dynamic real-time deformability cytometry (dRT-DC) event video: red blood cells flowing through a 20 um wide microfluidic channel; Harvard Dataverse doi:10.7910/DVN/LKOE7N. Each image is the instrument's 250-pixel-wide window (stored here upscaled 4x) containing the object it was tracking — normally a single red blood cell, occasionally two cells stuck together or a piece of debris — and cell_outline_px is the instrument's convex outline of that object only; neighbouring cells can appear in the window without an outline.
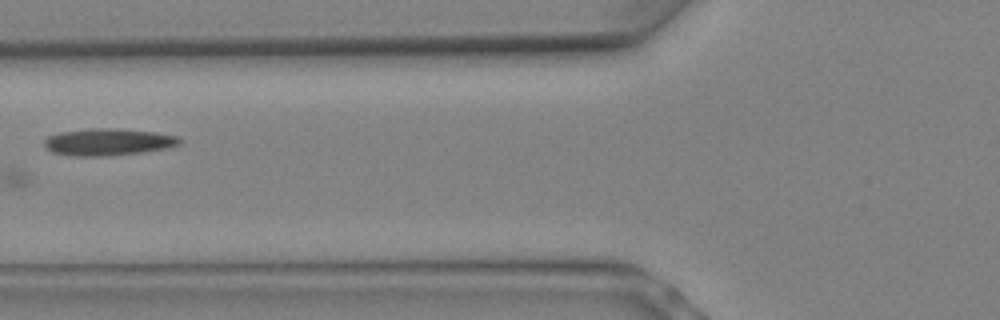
{"species": "Egyptian fruit bat (a non-hibernating species)", "species_latin": "Rousettus aegyptiacus", "temperature_condition": "warm", "stored_images_in_passage": 10, "camera_frame_rate_fps": 3000, "um_per_image_px": 0.085, "animal": {"sex": "female"}, "frame": {"image": 1, "passage_image": 8, "time_ms": 2.333, "image_size_px": [1000, 320], "cell_outline_px": [[184, 140], [180, 144], [168, 148], [144, 152], [104, 156], [68, 156], [52, 152], [44, 144], [44, 140], [48, 136], [60, 132], [92, 128], [116, 128], [156, 132], [180, 136]], "centroid_in_image_um": [9.24, 12.06], "position_along_channel_um": 116.6, "area_um2": 21.56}}